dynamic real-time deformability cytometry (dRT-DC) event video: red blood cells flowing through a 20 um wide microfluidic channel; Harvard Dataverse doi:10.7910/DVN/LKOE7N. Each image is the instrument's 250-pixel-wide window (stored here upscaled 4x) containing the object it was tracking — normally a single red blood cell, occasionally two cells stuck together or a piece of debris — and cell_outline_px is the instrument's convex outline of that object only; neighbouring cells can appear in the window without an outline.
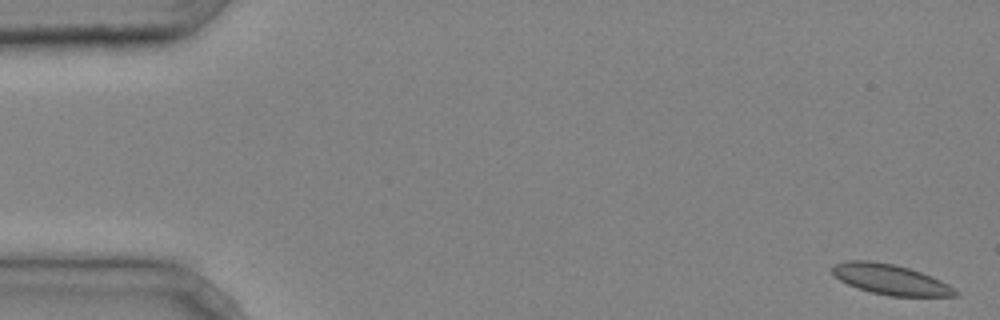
{"species": "common noctule bat (a hibernating species)", "species_latin": "Nyctalus noctula", "temperature_condition": "cold", "stored_images_in_passage": 5, "camera_frame_rate_fps": 3000, "um_per_image_px": 0.085, "animal": {"sex": "male", "body_mass_g": 20.4}, "frame": {"image": 1, "passage_image": 1, "time_ms": 0.0, "image_size_px": [1000, 320], "cell_outline_px": [[960, 292], [956, 296], [888, 296], [856, 288], [840, 280], [832, 272], [832, 268], [836, 264], [844, 260], [868, 260], [892, 264], [908, 268], [932, 276], [948, 284]], "centroid_in_image_um": [75.7, 23.76], "position_along_channel_um": 9.3, "area_um2": 21.62}}